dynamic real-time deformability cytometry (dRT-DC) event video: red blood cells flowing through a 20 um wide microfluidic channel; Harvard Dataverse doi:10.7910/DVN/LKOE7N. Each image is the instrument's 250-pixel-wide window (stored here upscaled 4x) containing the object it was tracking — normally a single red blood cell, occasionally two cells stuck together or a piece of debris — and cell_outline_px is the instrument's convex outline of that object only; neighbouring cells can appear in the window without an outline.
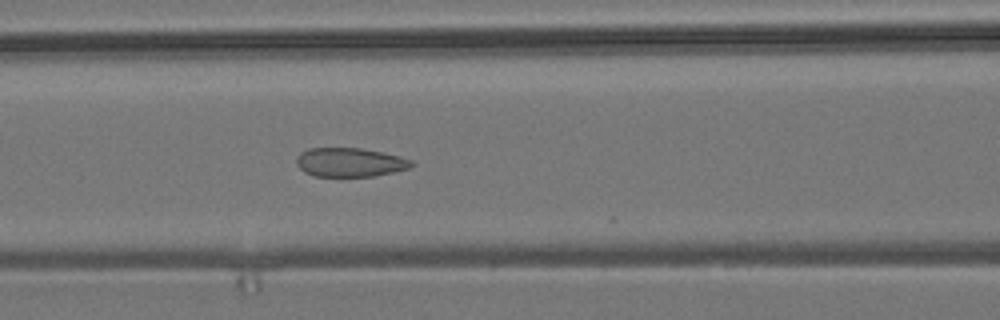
{"species": "common noctule bat (a hibernating species)", "species_latin": "Nyctalus noctula", "temperature_condition": "room temperature", "stored_images_in_passage": 19, "camera_frame_rate_fps": 3000, "um_per_image_px": 0.085, "animal": {"sex": "male", "body_mass_g": 19.2, "forearm_length_mm": 51.8}, "frame": {"image": 1, "passage_image": 18, "time_ms": 5.667, "image_size_px": [1000, 320], "cell_outline_px": [[416, 164], [408, 168], [392, 172], [372, 176], [312, 176], [304, 172], [296, 164], [296, 156], [300, 152], [308, 148], [360, 148], [384, 152], [400, 156], [412, 160]], "centroid_in_image_um": [29.72, 13.79], "position_along_channel_um": 136.9, "area_um2": 19.54}}